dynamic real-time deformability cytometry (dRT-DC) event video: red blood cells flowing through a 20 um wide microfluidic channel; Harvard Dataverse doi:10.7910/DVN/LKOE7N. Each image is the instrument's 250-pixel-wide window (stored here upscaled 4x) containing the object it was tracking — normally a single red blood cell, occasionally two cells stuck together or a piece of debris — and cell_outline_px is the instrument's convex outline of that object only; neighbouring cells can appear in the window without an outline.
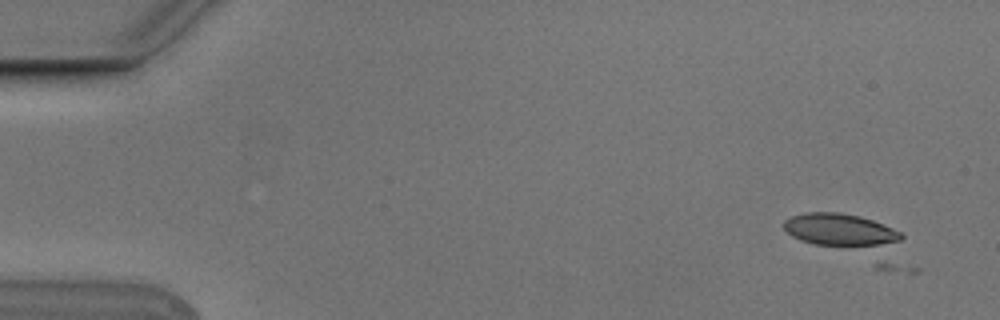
{"species": "Egyptian fruit bat (a non-hibernating species)", "species_latin": "Rousettus aegyptiacus", "temperature_condition": "cold", "stored_images_in_passage": 2, "camera_frame_rate_fps": 3000, "um_per_image_px": 0.085, "animal": {"sex": "male"}, "frame": {"image": 1, "passage_image": 1, "time_ms": 0.0, "image_size_px": [1000, 320], "cell_outline_px": [[904, 236], [900, 240], [880, 244], [812, 244], [800, 240], [792, 236], [784, 228], [784, 220], [792, 216], [804, 212], [836, 212], [860, 216], [872, 220], [892, 228], [900, 232]], "centroid_in_image_um": [71.31, 19.48], "position_along_channel_um": 13.7, "area_um2": 21.27}}